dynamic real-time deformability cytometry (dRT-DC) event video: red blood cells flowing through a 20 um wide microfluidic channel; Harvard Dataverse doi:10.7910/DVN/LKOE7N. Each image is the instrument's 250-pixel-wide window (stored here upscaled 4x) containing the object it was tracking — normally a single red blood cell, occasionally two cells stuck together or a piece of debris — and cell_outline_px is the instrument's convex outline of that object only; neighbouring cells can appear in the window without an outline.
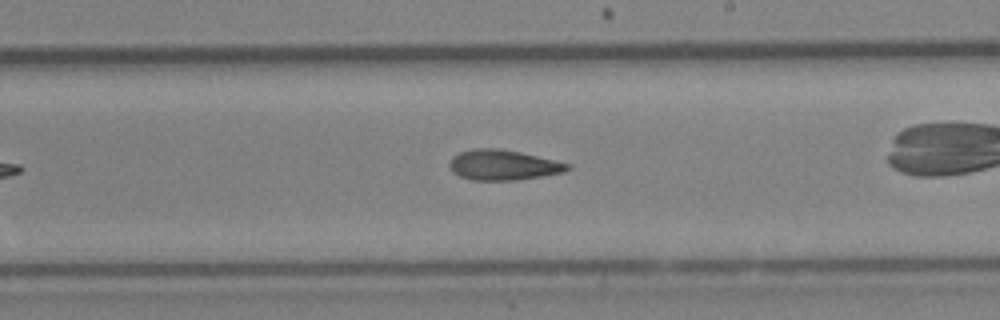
{"species": "Egyptian fruit bat (a non-hibernating species)", "species_latin": "Rousettus aegyptiacus", "temperature_condition": "cold", "stored_images_in_passage": 33, "camera_frame_rate_fps": 3000, "um_per_image_px": 0.085, "animal": {"sex": "female"}, "frame": {"image": 1, "passage_image": 19, "time_ms": 6.0, "image_size_px": [1000, 320], "cell_outline_px": [[572, 168], [564, 172], [516, 180], [472, 180], [460, 176], [452, 172], [448, 164], [452, 156], [460, 152], [476, 148], [496, 148], [520, 152], [572, 164]], "centroid_in_image_um": [42.76, 14.02], "position_along_channel_um": 246.2, "area_um2": 20.81}}
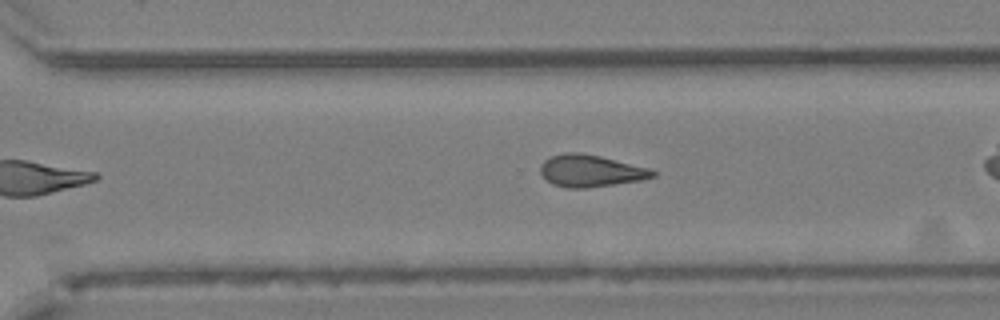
{"frame": {"image": 2, "passage_image": 24, "time_ms": 7.667, "image_size_px": [1000, 320], "cell_outline_px": [[656, 176], [640, 180], [588, 188], [568, 188], [552, 184], [540, 172], [540, 164], [544, 160], [552, 156], [564, 152], [580, 152], [600, 156], [648, 168], [656, 172]], "centroid_in_image_um": [50.17, 14.52], "position_along_channel_um": 320.4, "area_um2": 20.81}}